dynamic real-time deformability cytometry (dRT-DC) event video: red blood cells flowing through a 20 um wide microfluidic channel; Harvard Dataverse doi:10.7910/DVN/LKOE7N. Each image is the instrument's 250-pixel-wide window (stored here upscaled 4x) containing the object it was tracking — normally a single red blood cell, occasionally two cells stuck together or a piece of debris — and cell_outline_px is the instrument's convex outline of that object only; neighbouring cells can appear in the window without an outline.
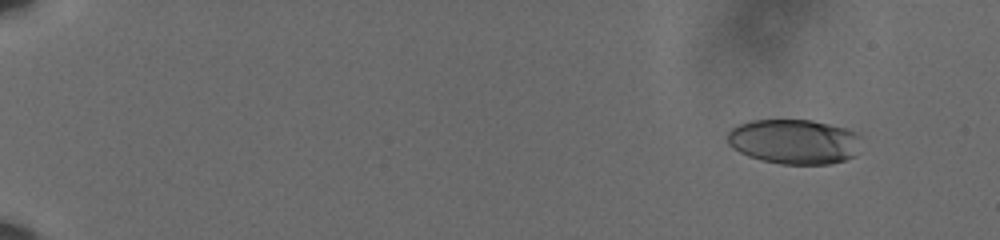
{"species": "human", "species_latin": "Homo sapiens", "temperature_condition": "cold", "stored_images_in_passage": 59, "camera_frame_rate_fps": 3000, "um_per_image_px": 0.085, "donor": {"sex": "male"}, "frame": {"image": 1, "passage_image": 7, "time_ms": 2.0, "image_size_px": [1000, 240], "cell_outline_px": [[860, 136], [852, 156], [844, 160], [828, 164], [780, 164], [760, 160], [748, 156], [732, 148], [728, 144], [728, 132], [732, 128], [740, 124], [752, 120], [812, 120], [848, 128], [856, 132]], "centroid_in_image_um": [67.46, 12.03], "position_along_channel_um": 17.5, "area_um2": 34.8}}
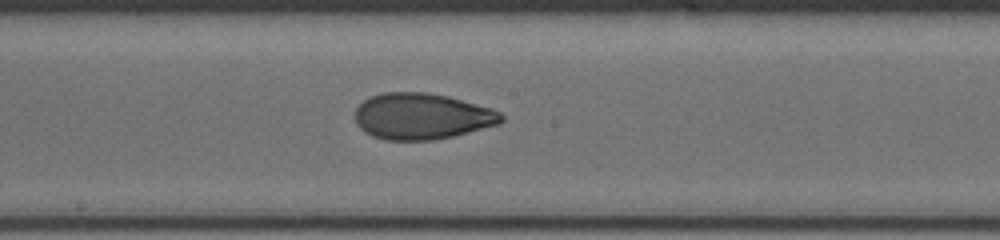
{"frame": {"image": 2, "passage_image": 37, "time_ms": 12.0, "image_size_px": [1000, 240], "cell_outline_px": [[504, 120], [500, 124], [452, 136], [432, 140], [384, 140], [372, 136], [364, 132], [356, 124], [356, 108], [364, 100], [372, 96], [384, 92], [428, 92], [448, 96], [492, 108], [500, 112], [504, 116]], "centroid_in_image_um": [35.87, 9.88], "position_along_channel_um": 212.3, "area_um2": 39.48}}
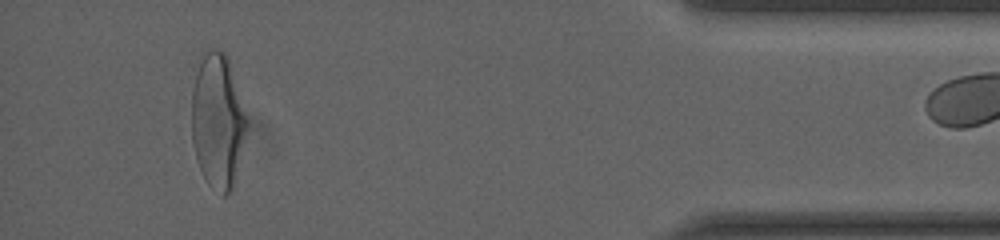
{"frame": {"image": 3, "passage_image": 58, "time_ms": 19.0, "image_size_px": [1000, 240], "cell_outline_px": [[248, 124], [232, 188], [224, 196], [208, 184], [196, 160], [192, 144], [192, 88], [204, 48], [208, 48], [224, 52], [228, 60], [248, 120]], "centroid_in_image_um": [18.48, 10.27], "position_along_channel_um": 416.7, "area_um2": 42.71}}